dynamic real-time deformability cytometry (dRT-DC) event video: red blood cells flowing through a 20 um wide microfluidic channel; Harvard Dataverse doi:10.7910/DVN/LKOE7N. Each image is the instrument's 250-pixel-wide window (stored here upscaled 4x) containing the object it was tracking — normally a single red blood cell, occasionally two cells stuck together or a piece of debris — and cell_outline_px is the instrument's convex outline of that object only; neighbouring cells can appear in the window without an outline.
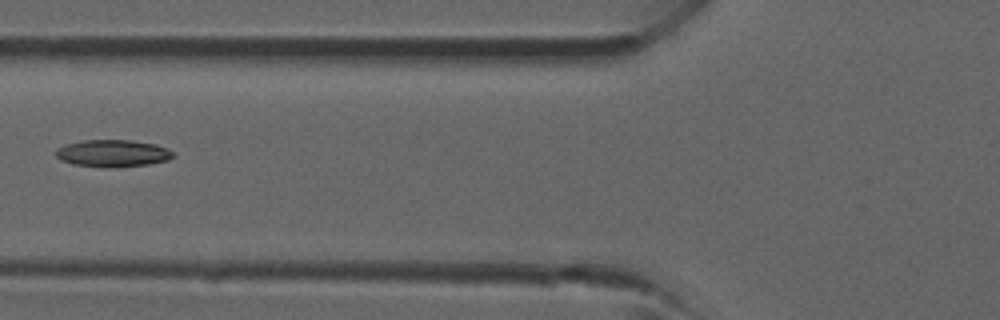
{"species": "common noctule bat (a hibernating species)", "species_latin": "Nyctalus noctula", "temperature_condition": "room temperature", "stored_images_in_passage": 5, "camera_frame_rate_fps": 3000, "um_per_image_px": 0.085, "animal": {"sex": "male", "forearm_length_mm": 52.5}, "frame": {"image": 1, "passage_image": 5, "time_ms": 4.667, "image_size_px": [1000, 320], "cell_outline_px": [[176, 156], [168, 160], [148, 164], [112, 168], [104, 168], [72, 164], [60, 160], [56, 156], [56, 148], [64, 144], [84, 140], [128, 140], [156, 144], [168, 148]], "centroid_in_image_um": [9.57, 13.04], "position_along_channel_um": 116.2, "area_um2": 18.79}}